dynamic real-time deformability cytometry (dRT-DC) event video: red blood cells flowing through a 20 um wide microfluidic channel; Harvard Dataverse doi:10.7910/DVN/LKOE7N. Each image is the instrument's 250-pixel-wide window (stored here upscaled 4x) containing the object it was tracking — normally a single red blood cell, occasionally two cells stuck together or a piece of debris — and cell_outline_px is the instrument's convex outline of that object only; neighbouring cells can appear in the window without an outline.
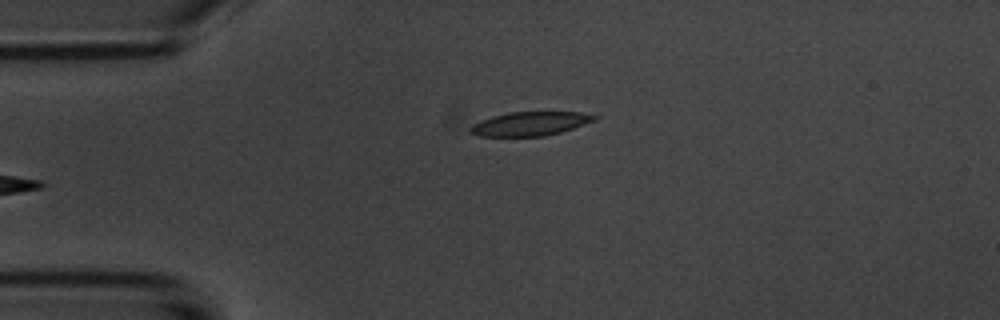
{"species": "common noctule bat (a hibernating species)", "species_latin": "Nyctalus noctula", "temperature_condition": "room temperature", "stored_images_in_passage": 6, "camera_frame_rate_fps": 3000, "um_per_image_px": 0.085, "animal": {"sex": "male", "body_mass_g": 20.1, "forearm_length_mm": 53.5}, "frame": {"image": 1, "passage_image": 6, "time_ms": 6.0, "image_size_px": [1000, 320], "cell_outline_px": [[600, 116], [596, 120], [560, 132], [544, 136], [480, 136], [468, 132], [468, 128], [472, 124], [480, 120], [492, 116], [508, 112], [580, 112]], "centroid_in_image_um": [45.02, 10.51], "position_along_channel_um": 40.0, "area_um2": 17.34}}